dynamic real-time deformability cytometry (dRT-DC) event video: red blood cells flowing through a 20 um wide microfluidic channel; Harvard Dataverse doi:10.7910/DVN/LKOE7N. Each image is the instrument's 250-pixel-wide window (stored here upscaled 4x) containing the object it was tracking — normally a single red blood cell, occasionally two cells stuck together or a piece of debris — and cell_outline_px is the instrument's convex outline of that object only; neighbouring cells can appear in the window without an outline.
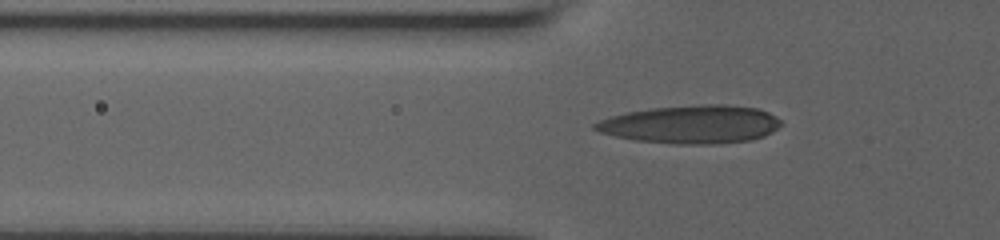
{"species": "human", "species_latin": "Homo sapiens", "temperature_condition": "room temperature", "stored_images_in_passage": 39, "segment_of_instrument_passage": [1, 2], "camera_frame_rate_fps": 3000, "um_per_image_px": 0.085, "donor": {"sex": "male"}, "frame": {"image": 1, "passage_image": 2, "time_ms": 0.333, "image_size_px": [1000, 240], "cell_outline_px": [[780, 124], [772, 132], [764, 136], [752, 140], [716, 144], [676, 144], [636, 140], [616, 136], [600, 132], [592, 128], [592, 124], [600, 120], [612, 116], [628, 112], [652, 108], [700, 104], [728, 104], [756, 108], [768, 112], [776, 116], [780, 120]], "centroid_in_image_um": [58.76, 10.57], "position_along_channel_um": 67.0, "area_um2": 41.33}}
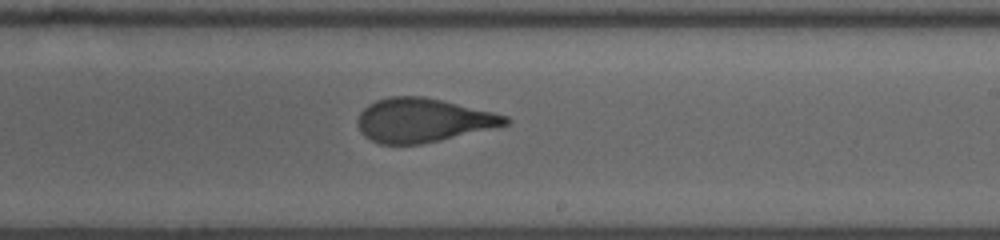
{"frame": {"image": 2, "passage_image": 17, "time_ms": 5.333, "image_size_px": [1000, 240], "cell_outline_px": [[512, 120], [508, 124], [440, 140], [420, 144], [380, 144], [364, 136], [360, 132], [356, 120], [360, 112], [368, 104], [376, 100], [388, 96], [424, 96], [492, 112], [508, 116]], "centroid_in_image_um": [35.9, 10.21], "position_along_channel_um": 253.1, "area_um2": 37.57}}
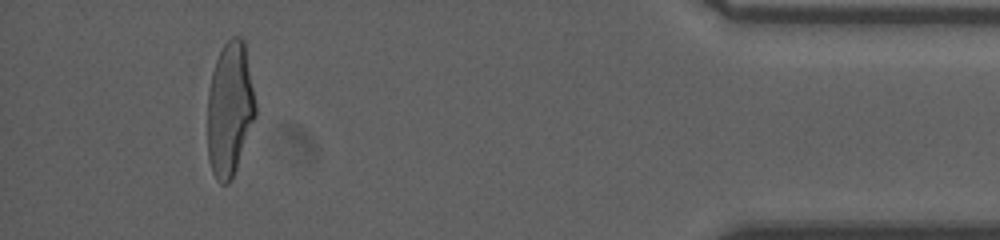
{"frame": {"image": 3, "passage_image": 34, "time_ms": 11.0, "image_size_px": [1000, 240], "cell_outline_px": [[256, 116], [232, 180], [228, 184], [220, 184], [216, 180], [212, 172], [208, 156], [208, 92], [212, 72], [216, 60], [224, 44], [232, 36], [240, 36], [244, 40], [256, 104]], "centroid_in_image_um": [19.53, 9.3], "position_along_channel_um": 415.7, "area_um2": 37.63}}